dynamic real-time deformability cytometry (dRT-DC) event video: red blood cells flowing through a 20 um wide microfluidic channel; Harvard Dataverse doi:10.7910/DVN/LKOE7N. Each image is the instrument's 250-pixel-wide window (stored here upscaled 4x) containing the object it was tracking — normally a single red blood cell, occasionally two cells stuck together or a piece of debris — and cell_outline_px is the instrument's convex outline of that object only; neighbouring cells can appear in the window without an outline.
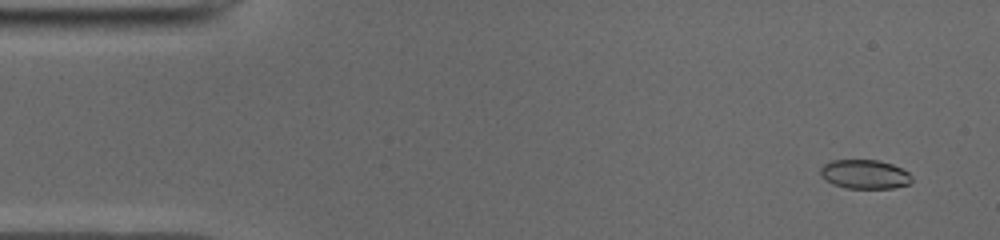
{"species": "common noctule bat (a hibernating species)", "species_latin": "Nyctalus noctula", "temperature_condition": "cold", "stored_images_in_passage": 50, "camera_frame_rate_fps": 3000, "um_per_image_px": 0.085, "animal": {"sex": "male", "body_mass_g": 19.0, "forearm_length_mm": 50.8}, "frame": {"image": 1, "passage_image": 3, "time_ms": 0.667, "image_size_px": [1000, 240], "cell_outline_px": [[912, 180], [908, 184], [892, 188], [844, 188], [832, 184], [820, 176], [820, 168], [824, 164], [832, 160], [880, 160], [892, 164], [908, 172], [912, 176]], "centroid_in_image_um": [73.48, 14.81], "position_along_channel_um": 11.5, "area_um2": 15.55}}
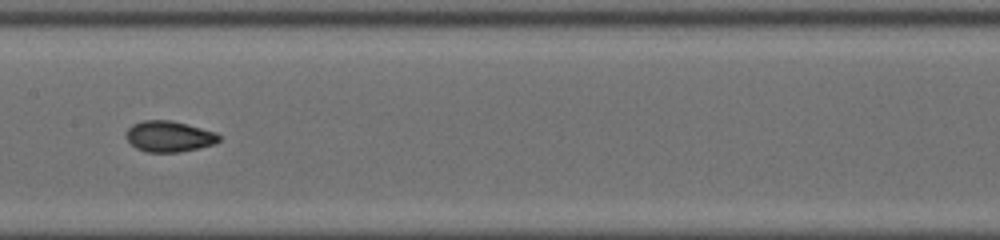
{"frame": {"image": 2, "passage_image": 25, "time_ms": 8.0, "image_size_px": [1000, 240], "cell_outline_px": [[220, 140], [216, 144], [200, 148], [180, 152], [148, 152], [136, 148], [128, 140], [128, 128], [132, 124], [144, 120], [172, 120], [216, 132], [220, 136]], "centroid_in_image_um": [14.42, 11.6], "position_along_channel_um": 193.0, "area_um2": 16.7}}
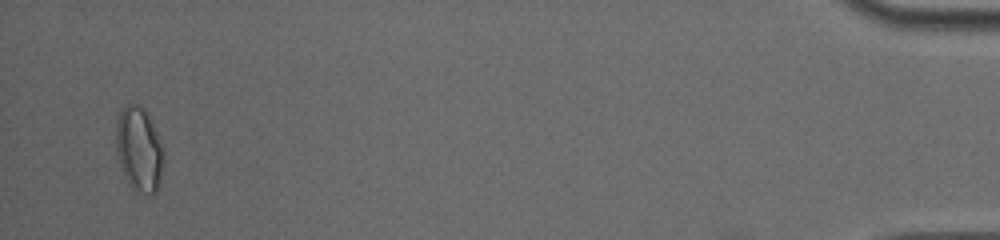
{"frame": {"image": 3, "passage_image": 49, "time_ms": 16.0, "image_size_px": [1000, 240], "cell_outline_px": [[164, 156], [160, 180], [156, 192], [152, 196], [148, 196], [136, 192], [128, 184], [124, 176], [120, 164], [116, 148], [116, 120], [120, 112], [128, 104], [140, 104], [144, 108], [164, 148]], "centroid_in_image_um": [11.82, 12.74], "position_along_channel_um": 423.4, "area_um2": 23.64}, "authors_computed_cell_mechanics": {"area_um2": 16.5886, "velocity_mm_per_s": 3.9643, "shape_relaxation_time_tau1_ms": 5.3765, "shape_relaxation_time_tau2_ms": 1.4548, "deformation_change_tau1": 0.1537, "deformation_change_tau2": 0.0506}}